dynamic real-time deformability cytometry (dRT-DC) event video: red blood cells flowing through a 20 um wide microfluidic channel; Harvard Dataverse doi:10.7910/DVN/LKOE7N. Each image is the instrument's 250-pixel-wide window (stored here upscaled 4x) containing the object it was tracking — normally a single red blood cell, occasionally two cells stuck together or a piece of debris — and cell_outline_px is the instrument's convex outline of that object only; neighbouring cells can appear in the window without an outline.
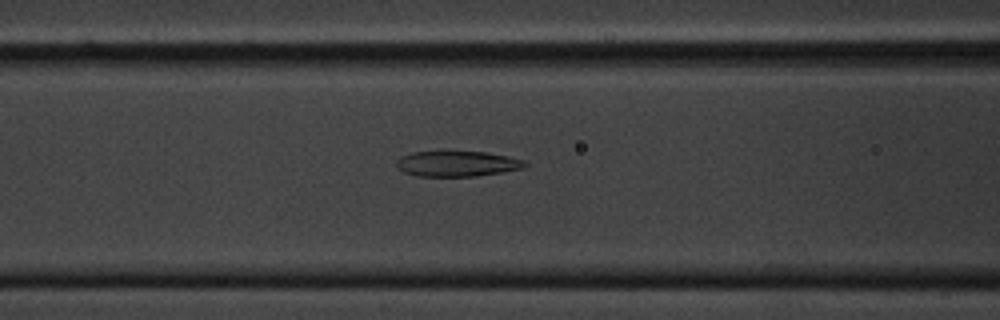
{"species": "common noctule bat (a hibernating species)", "species_latin": "Nyctalus noctula", "temperature_condition": "cold", "stored_images_in_passage": 42, "camera_frame_rate_fps": 3000, "um_per_image_px": 0.085, "animal": {"sex": "male", "body_mass_g": 20.1, "forearm_length_mm": 53.5}, "frame": {"image": 1, "passage_image": 7, "time_ms": 2.0, "image_size_px": [1000, 320], "cell_outline_px": [[528, 164], [524, 168], [476, 176], [416, 176], [404, 172], [396, 164], [396, 160], [400, 156], [412, 152], [484, 152], [508, 156], [524, 160]], "centroid_in_image_um": [38.85, 13.92], "position_along_channel_um": 127.7, "area_um2": 18.9}}
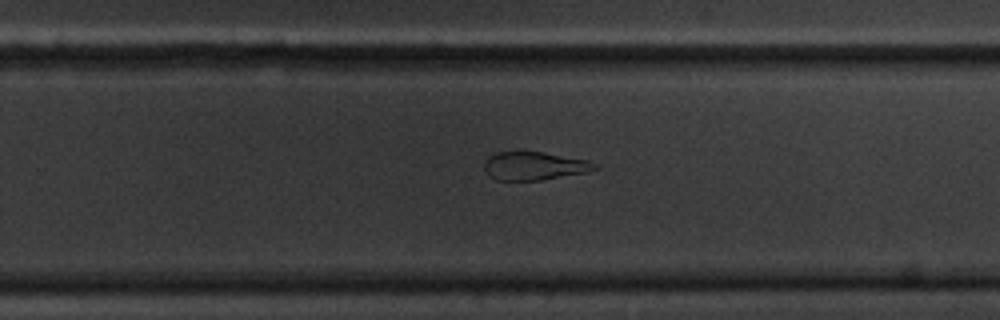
{"frame": {"image": 2, "passage_image": 21, "time_ms": 6.667, "image_size_px": [1000, 320], "cell_outline_px": [[600, 168], [588, 172], [540, 180], [496, 180], [484, 168], [484, 164], [488, 156], [496, 152], [544, 152], [588, 160], [596, 164]], "centroid_in_image_um": [45.45, 14.1], "position_along_channel_um": 284.3, "area_um2": 18.09}}
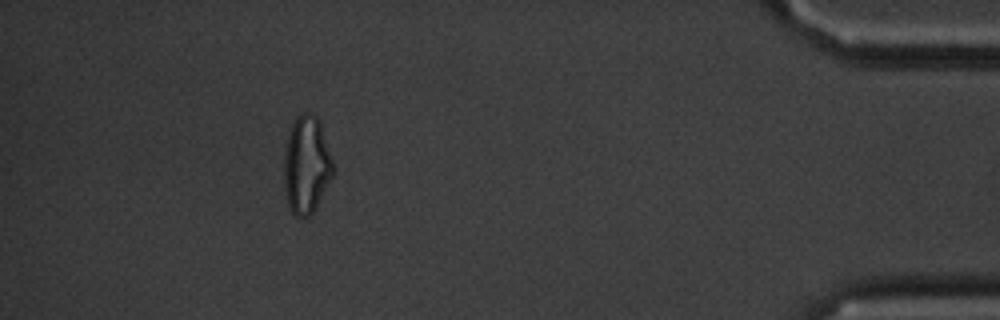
{"frame": {"image": 3, "passage_image": 37, "time_ms": 12.0, "image_size_px": [1000, 320], "cell_outline_px": [[336, 168], [316, 208], [308, 216], [296, 216], [292, 212], [288, 204], [284, 188], [284, 156], [288, 136], [292, 124], [296, 116], [300, 112], [312, 112], [320, 120]], "centroid_in_image_um": [26.07, 13.97], "position_along_channel_um": 409.1, "area_um2": 28.21}, "authors_computed_cell_mechanics": {"area_um2": 20.6635, "velocity_mm_per_s": 3.3686, "shape_relaxation_time_tau1_ms": null, "shape_relaxation_time_tau2_ms": 3.1192, "deformation_change_tau1": null, "deformation_change_tau2": 0.1073}}